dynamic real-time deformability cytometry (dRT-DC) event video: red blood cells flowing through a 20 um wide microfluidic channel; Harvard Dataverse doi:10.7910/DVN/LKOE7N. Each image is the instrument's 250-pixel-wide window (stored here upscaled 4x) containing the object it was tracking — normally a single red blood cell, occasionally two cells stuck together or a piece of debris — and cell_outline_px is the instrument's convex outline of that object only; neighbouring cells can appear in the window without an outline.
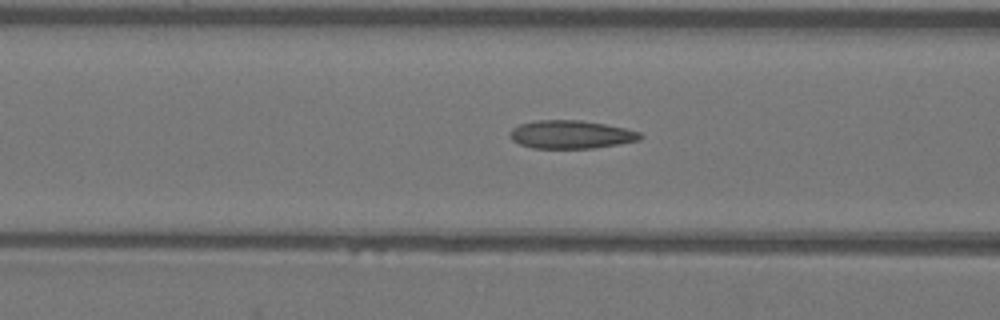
{"species": "Egyptian fruit bat (a non-hibernating species)", "species_latin": "Rousettus aegyptiacus", "temperature_condition": "warm", "stored_images_in_passage": 9, "camera_frame_rate_fps": 3000, "um_per_image_px": 0.085, "animal": {"sex": "female"}, "frame": {"image": 1, "passage_image": 7, "time_ms": 2.0, "image_size_px": [1000, 320], "cell_outline_px": [[644, 136], [640, 140], [620, 144], [592, 148], [532, 148], [520, 144], [512, 140], [508, 136], [508, 132], [512, 128], [520, 124], [536, 120], [580, 120], [604, 124], [624, 128], [640, 132]], "centroid_in_image_um": [48.51, 11.43], "position_along_channel_um": 118.1, "area_um2": 21.5}}